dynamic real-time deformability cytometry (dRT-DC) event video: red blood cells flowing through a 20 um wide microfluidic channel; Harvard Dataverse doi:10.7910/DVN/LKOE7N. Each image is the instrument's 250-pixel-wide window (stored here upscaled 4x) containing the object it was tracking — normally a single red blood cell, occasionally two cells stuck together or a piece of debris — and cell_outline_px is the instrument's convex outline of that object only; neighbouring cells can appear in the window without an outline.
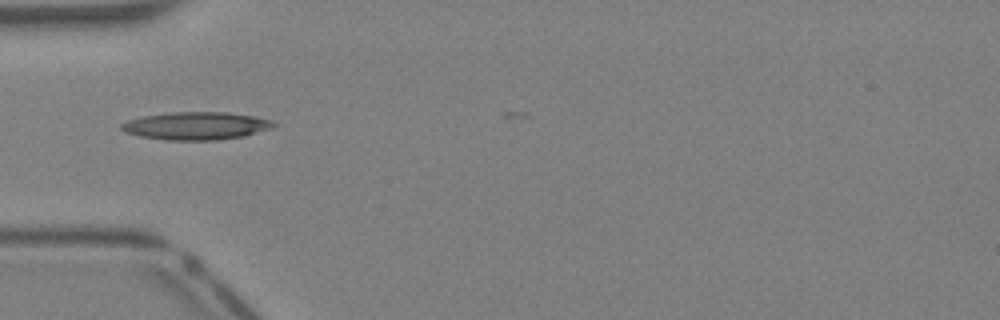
{"species": "Egyptian fruit bat (a non-hibernating species)", "species_latin": "Rousettus aegyptiacus", "temperature_condition": "warm", "stored_images_in_passage": 24, "camera_frame_rate_fps": 3000, "um_per_image_px": 0.085, "animal": {"sex": "female"}, "frame": {"image": 1, "passage_image": 1, "time_ms": 0.0, "image_size_px": [1000, 320], "cell_outline_px": [[276, 124], [272, 128], [244, 136], [216, 140], [168, 140], [140, 136], [124, 132], [120, 128], [120, 124], [128, 120], [144, 116], [172, 112], [228, 112], [252, 116], [272, 120]], "centroid_in_image_um": [16.66, 10.69], "position_along_channel_um": 68.3, "area_um2": 24.57}}
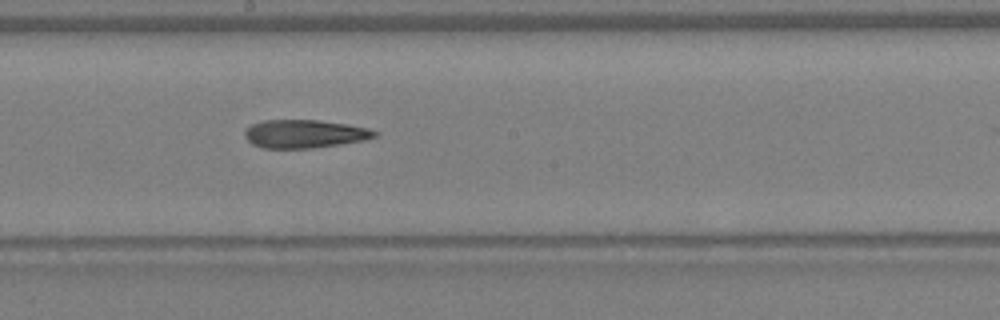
{"frame": {"image": 2, "passage_image": 10, "time_ms": 3.0, "image_size_px": [1000, 320], "cell_outline_px": [[380, 132], [376, 136], [364, 140], [312, 148], [264, 148], [252, 144], [244, 136], [244, 132], [252, 124], [264, 120], [316, 120], [348, 124], [368, 128]], "centroid_in_image_um": [25.89, 11.37], "position_along_channel_um": 222.3, "area_um2": 21.27}}
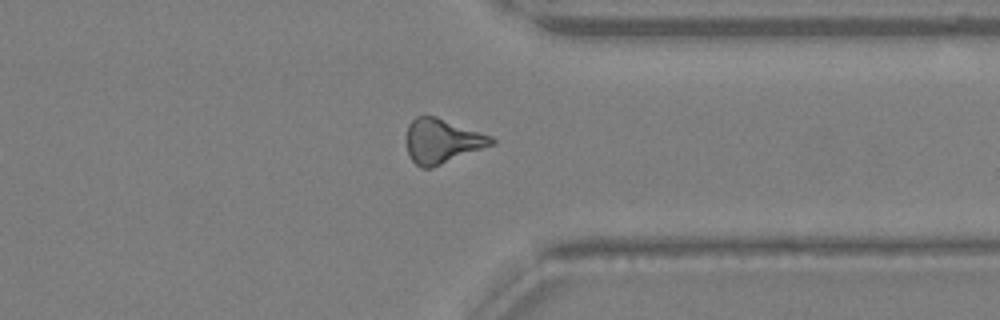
{"frame": {"image": 3, "passage_image": 19, "time_ms": 6.0, "image_size_px": [1000, 320], "cell_outline_px": [[496, 144], [432, 168], [420, 168], [412, 160], [408, 152], [404, 140], [408, 124], [416, 116], [436, 116], [492, 136], [496, 140]], "centroid_in_image_um": [37.57, 11.99], "position_along_channel_um": 373.8, "area_um2": 22.43}}